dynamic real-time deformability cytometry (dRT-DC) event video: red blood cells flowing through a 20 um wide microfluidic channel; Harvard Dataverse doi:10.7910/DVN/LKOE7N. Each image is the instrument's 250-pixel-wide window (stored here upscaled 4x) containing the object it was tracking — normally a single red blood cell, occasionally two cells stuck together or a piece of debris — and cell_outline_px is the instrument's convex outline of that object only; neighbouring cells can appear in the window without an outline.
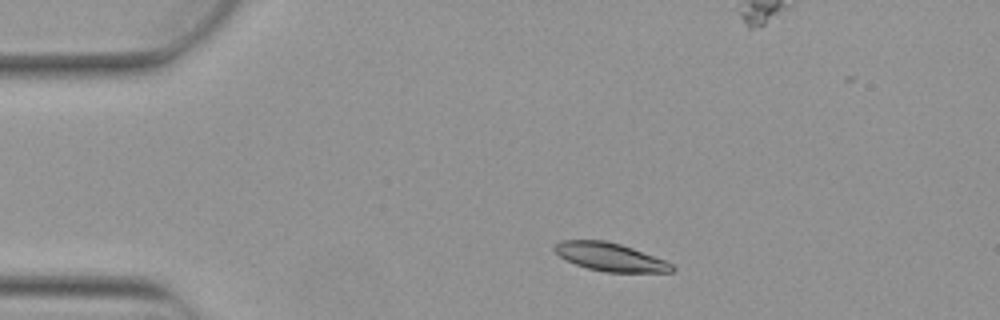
{"species": "Egyptian fruit bat (a non-hibernating species)", "species_latin": "Rousettus aegyptiacus", "temperature_condition": "warm", "stored_images_in_passage": 6, "camera_frame_rate_fps": 3000, "um_per_image_px": 0.085, "animal": {"sex": "female"}, "frame": {"image": 1, "passage_image": 2, "time_ms": 0.333, "image_size_px": [1000, 320], "cell_outline_px": [[676, 268], [672, 272], [604, 272], [588, 268], [576, 264], [560, 256], [552, 248], [560, 240], [604, 240], [620, 244], [632, 248], [664, 260], [672, 264]], "centroid_in_image_um": [51.86, 21.84], "position_along_channel_um": 33.1, "area_um2": 19.07}}
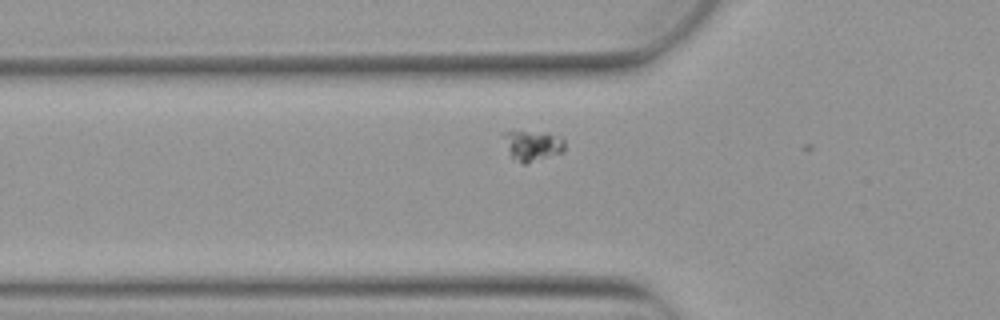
{"frame": {"image": 2, "passage_image": 5, "time_ms": 1.333, "image_size_px": [1000, 320], "cell_outline_px": [[564, 152], [524, 164], [512, 156], [500, 136], [500, 132], [548, 132], [560, 136], [564, 140]], "centroid_in_image_um": [45.27, 12.34], "position_along_channel_um": 80.5, "area_um2": 10.81}}